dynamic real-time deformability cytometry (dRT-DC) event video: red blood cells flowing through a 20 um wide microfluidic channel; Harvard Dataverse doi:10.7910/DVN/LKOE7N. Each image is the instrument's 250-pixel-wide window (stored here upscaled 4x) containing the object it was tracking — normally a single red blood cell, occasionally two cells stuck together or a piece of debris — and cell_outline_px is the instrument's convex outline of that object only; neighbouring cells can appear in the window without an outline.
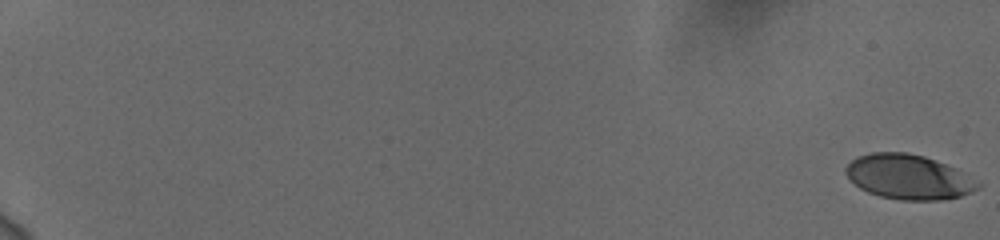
{"species": "human", "species_latin": "Homo sapiens", "temperature_condition": "cold", "stored_images_in_passage": 59, "camera_frame_rate_fps": 3000, "um_per_image_px": 0.085, "donor": {"sex": "female"}, "frame": {"image": 1, "passage_image": 1, "time_ms": 0.0, "image_size_px": [1000, 240], "cell_outline_px": [[984, 184], [980, 188], [972, 192], [960, 196], [940, 200], [900, 200], [880, 196], [868, 192], [860, 188], [844, 172], [844, 168], [856, 156], [872, 152], [908, 152], [924, 156], [956, 168]], "centroid_in_image_um": [77.25, 15.03], "position_along_channel_um": 7.7, "area_um2": 34.56}}
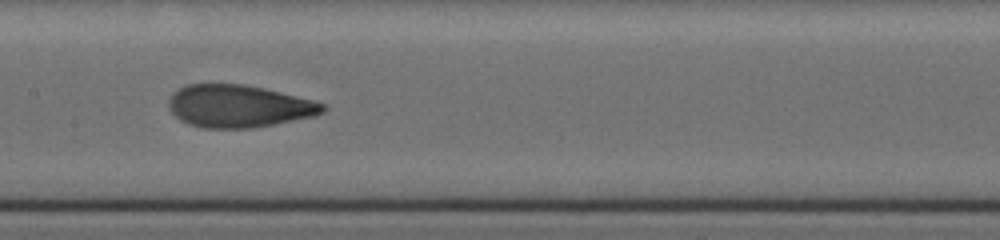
{"frame": {"image": 2, "passage_image": 34, "time_ms": 11.0, "image_size_px": [1000, 240], "cell_outline_px": [[328, 108], [324, 112], [316, 116], [252, 128], [204, 128], [188, 124], [180, 120], [168, 108], [168, 100], [180, 88], [188, 84], [244, 84], [264, 88], [316, 100], [324, 104]], "centroid_in_image_um": [20.34, 9.03], "position_along_channel_um": 187.1, "area_um2": 38.26}}
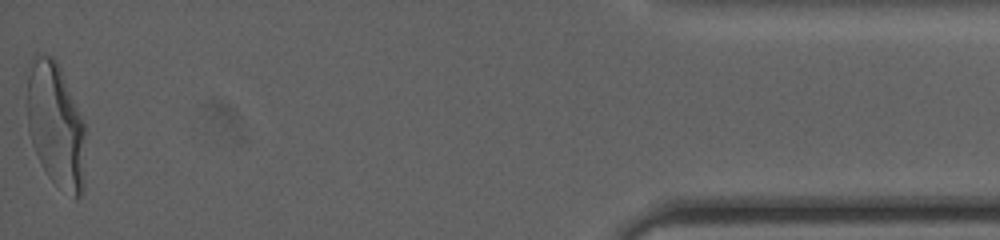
{"frame": {"image": 3, "passage_image": 59, "time_ms": 19.333, "image_size_px": [1000, 240], "cell_outline_px": [[84, 188], [80, 196], [76, 200], [56, 184], [48, 176], [32, 144], [28, 128], [28, 76], [32, 56], [36, 52], [52, 56], [56, 60], [60, 68], [84, 120]], "centroid_in_image_um": [4.75, 10.62], "position_along_channel_um": 430.4, "area_um2": 42.31}, "authors_computed_cell_mechanics": {"area_um2": 37.7434, "velocity_mm_per_s": 3.7591, "shape_relaxation_time_tau1_ms": 4.0332, "shape_relaxation_time_tau2_ms": 0.775, "deformation_change_tau1": 0.1815, "deformation_change_tau2": 0.0666}}